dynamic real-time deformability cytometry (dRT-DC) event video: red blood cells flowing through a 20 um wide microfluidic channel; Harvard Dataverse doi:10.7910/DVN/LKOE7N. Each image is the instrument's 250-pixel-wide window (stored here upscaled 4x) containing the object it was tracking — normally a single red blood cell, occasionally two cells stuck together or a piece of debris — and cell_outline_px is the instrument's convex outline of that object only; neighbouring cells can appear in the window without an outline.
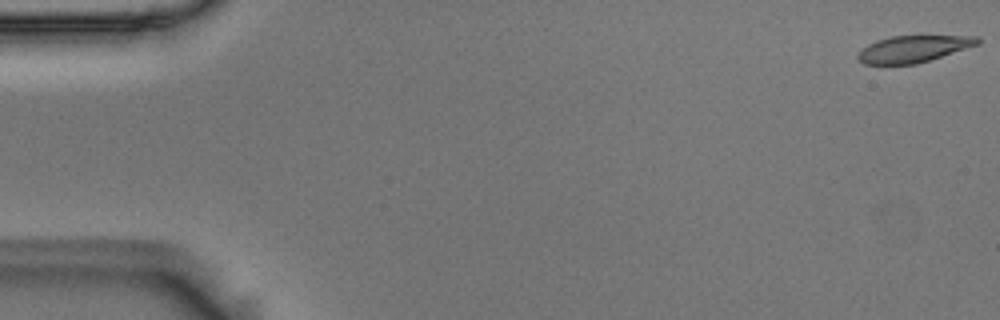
{"species": "Egyptian fruit bat (a non-hibernating species)", "species_latin": "Rousettus aegyptiacus", "temperature_condition": "room temperature", "stored_images_in_passage": 7, "camera_frame_rate_fps": 3000, "um_per_image_px": 0.085, "animal": {"sex": "male"}, "frame": {"image": 1, "passage_image": 1, "time_ms": 0.0, "image_size_px": [1000, 320], "cell_outline_px": [[980, 44], [916, 64], [864, 64], [856, 56], [868, 44], [876, 40], [892, 36], [976, 36], [980, 40]], "centroid_in_image_um": [77.64, 4.15], "position_along_channel_um": 7.4, "area_um2": 18.38}}
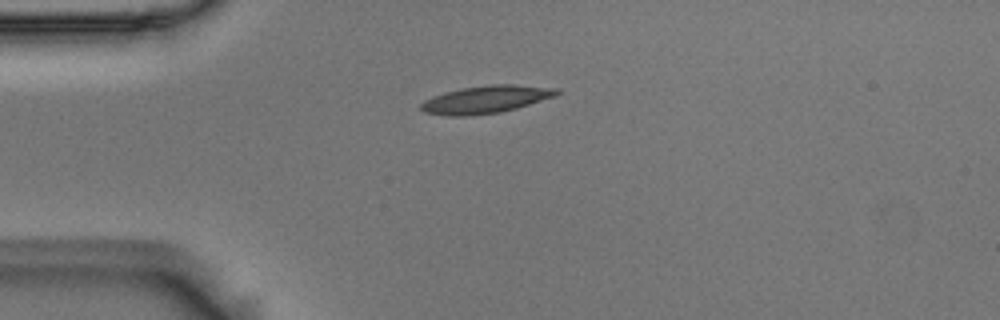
{"frame": {"image": 2, "passage_image": 5, "time_ms": 1.333, "image_size_px": [1000, 320], "cell_outline_px": [[560, 92], [556, 96], [516, 108], [500, 112], [464, 116], [448, 116], [424, 112], [420, 108], [420, 104], [424, 100], [432, 96], [444, 92], [460, 88], [492, 84], [512, 84], [556, 88]], "centroid_in_image_um": [41.27, 8.44], "position_along_channel_um": 43.7, "area_um2": 21.79}}
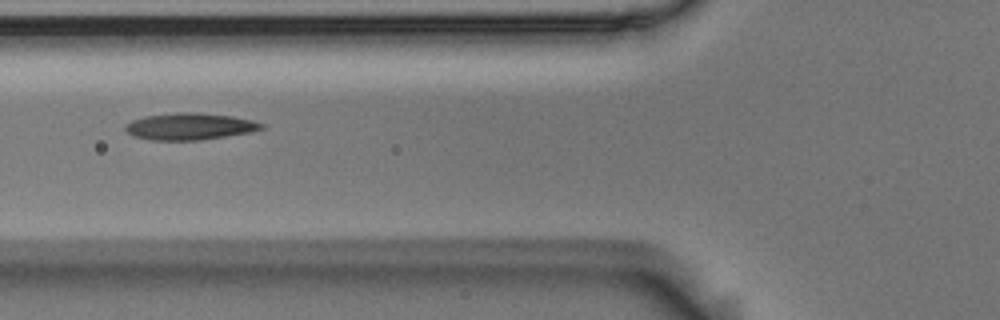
{"frame": {"image": 3, "passage_image": 7, "time_ms": 2.0, "image_size_px": [1000, 320], "cell_outline_px": [[264, 128], [252, 132], [200, 140], [148, 140], [132, 136], [124, 128], [124, 124], [132, 120], [144, 116], [176, 112], [196, 112], [232, 116], [252, 120], [264, 124]], "centroid_in_image_um": [16.1, 10.74], "position_along_channel_um": 109.7, "area_um2": 21.44}}